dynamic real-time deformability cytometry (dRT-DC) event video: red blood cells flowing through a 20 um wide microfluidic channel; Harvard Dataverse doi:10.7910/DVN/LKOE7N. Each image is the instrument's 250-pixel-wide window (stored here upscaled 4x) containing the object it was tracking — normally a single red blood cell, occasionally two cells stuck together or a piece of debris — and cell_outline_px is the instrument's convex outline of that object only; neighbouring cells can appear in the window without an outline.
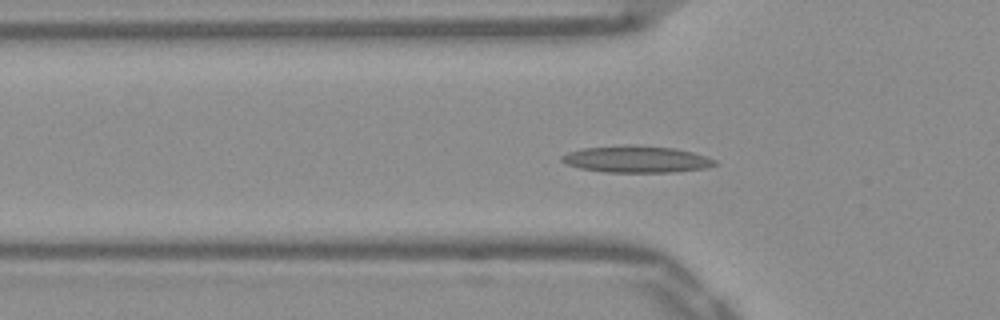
{"species": "Egyptian fruit bat (a non-hibernating species)", "species_latin": "Rousettus aegyptiacus", "temperature_condition": "warm", "stored_images_in_passage": 52, "camera_frame_rate_fps": 3000, "um_per_image_px": 0.085, "frame": {"image": 1, "passage_image": 16, "time_ms": 5.0, "image_size_px": [1000, 320], "cell_outline_px": [[720, 164], [708, 168], [676, 172], [604, 172], [580, 168], [568, 164], [560, 160], [560, 156], [568, 152], [580, 148], [624, 144], [636, 144], [676, 148], [708, 156], [716, 160]], "centroid_in_image_um": [54.14, 13.52], "position_along_channel_um": 71.7, "area_um2": 24.45}}
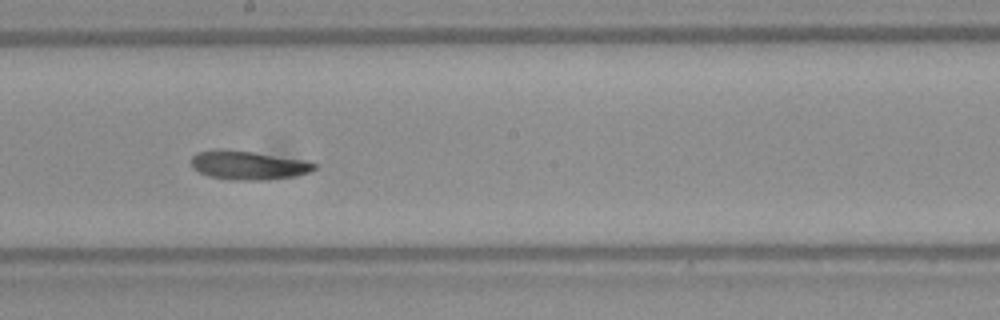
{"frame": {"image": 2, "passage_image": 28, "time_ms": 9.0, "image_size_px": [1000, 320], "cell_outline_px": [[320, 168], [312, 172], [292, 176], [260, 180], [232, 180], [208, 176], [192, 168], [192, 156], [196, 152], [216, 148], [252, 152], [304, 160], [320, 164]], "centroid_in_image_um": [21.12, 14.04], "position_along_channel_um": 227.1, "area_um2": 20.81}}
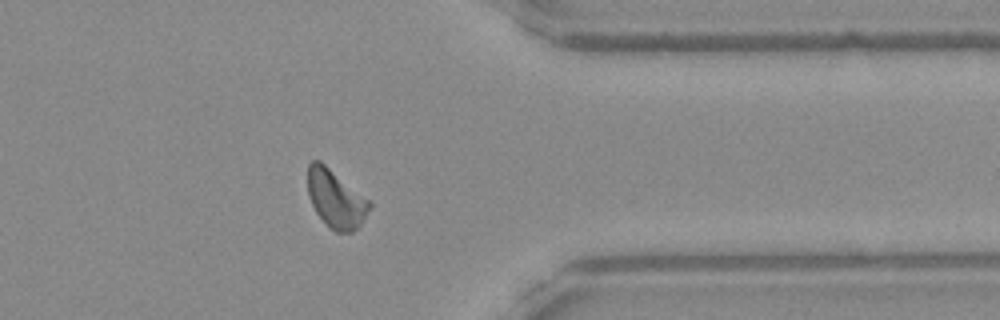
{"frame": {"image": 3, "passage_image": 41, "time_ms": 13.333, "image_size_px": [1000, 320], "cell_outline_px": [[372, 204], [360, 224], [352, 232], [336, 232], [316, 212], [308, 196], [308, 164], [312, 160], [320, 160], [368, 200]], "centroid_in_image_um": [28.51, 16.88], "position_along_channel_um": 382.9, "area_um2": 20.23}, "authors_computed_cell_mechanics": {"area_um2": 20.6346, "velocity_mm_per_s": 3.8624, "shape_relaxation_time_tau1_ms": 6.3504, "shape_relaxation_time_tau2_ms": 3.7415, "deformation_change_tau1": 0.1798, "deformation_change_tau2": 0.0881}}